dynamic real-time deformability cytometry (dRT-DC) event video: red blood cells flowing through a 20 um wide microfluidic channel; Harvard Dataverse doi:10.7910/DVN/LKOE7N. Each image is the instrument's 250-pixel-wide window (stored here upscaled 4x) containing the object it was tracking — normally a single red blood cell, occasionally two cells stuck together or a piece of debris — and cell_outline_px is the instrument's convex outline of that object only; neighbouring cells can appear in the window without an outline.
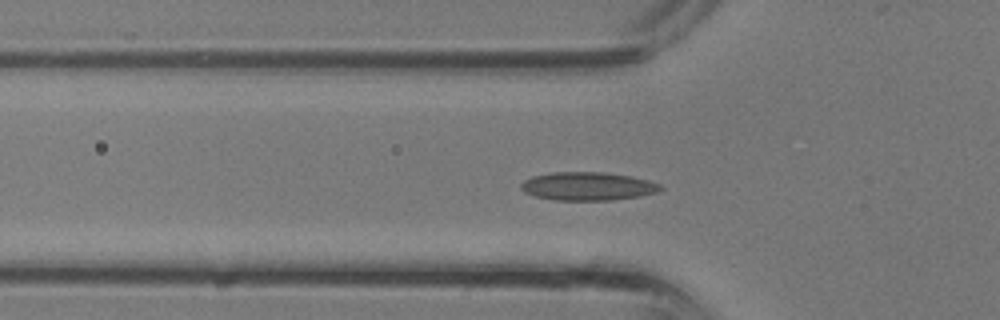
{"species": "common noctule bat (a hibernating species)", "species_latin": "Nyctalus noctula", "temperature_condition": "room temperature", "stored_images_in_passage": 36, "camera_frame_rate_fps": 3000, "um_per_image_px": 0.085, "animal": {"sex": "male", "body_mass_g": 13.3}, "frame": {"image": 1, "passage_image": 12, "time_ms": 3.667, "image_size_px": [1000, 320], "cell_outline_px": [[664, 188], [656, 192], [640, 196], [612, 200], [552, 200], [536, 196], [524, 192], [520, 188], [520, 184], [524, 180], [532, 176], [552, 172], [604, 172], [632, 176], [648, 180], [660, 184]], "centroid_in_image_um": [49.95, 15.83], "position_along_channel_um": 75.9, "area_um2": 23.12}}
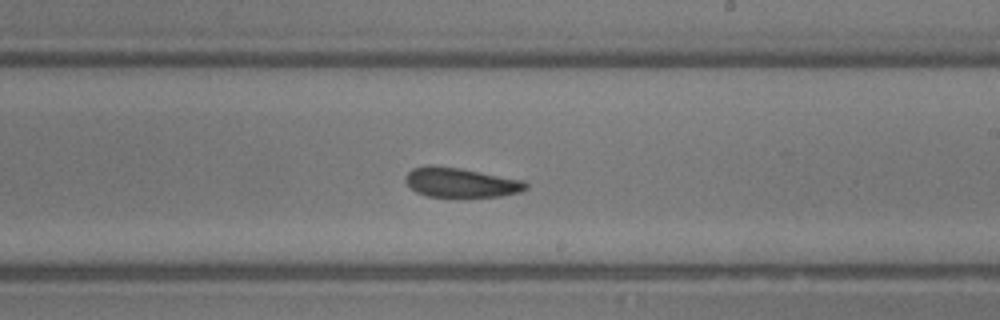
{"frame": {"image": 2, "passage_image": 21, "time_ms": 6.667, "image_size_px": [1000, 320], "cell_outline_px": [[528, 188], [520, 192], [500, 196], [464, 200], [456, 200], [428, 196], [416, 192], [404, 180], [404, 176], [412, 168], [428, 164], [432, 164], [460, 168], [524, 180], [528, 184]], "centroid_in_image_um": [39.16, 15.56], "position_along_channel_um": 249.8, "area_um2": 21.91}}
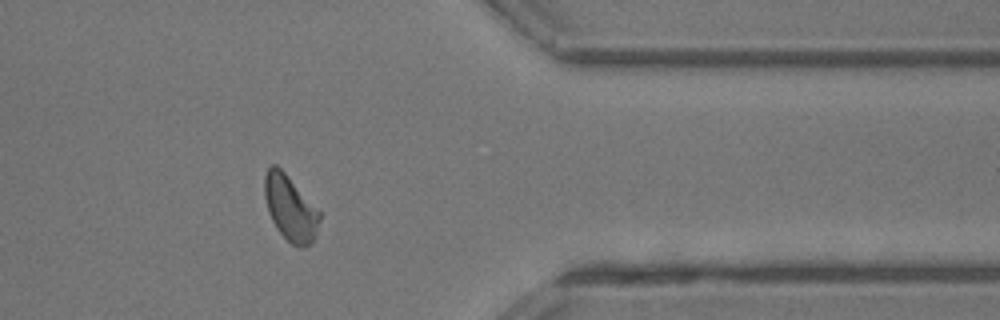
{"frame": {"image": 3, "passage_image": 29, "time_ms": 9.333, "image_size_px": [1000, 320], "cell_outline_px": [[320, 220], [316, 236], [308, 244], [300, 248], [292, 244], [276, 228], [268, 212], [264, 196], [264, 176], [268, 168], [272, 164], [276, 164], [284, 172], [320, 212]], "centroid_in_image_um": [24.65, 17.69], "position_along_channel_um": 386.7, "area_um2": 20.63}}